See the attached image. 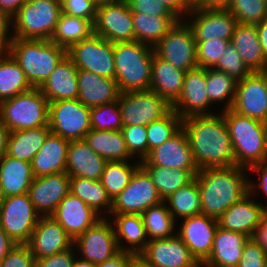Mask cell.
<instances>
[{"label": "cell", "instance_id": "12", "mask_svg": "<svg viewBox=\"0 0 267 267\" xmlns=\"http://www.w3.org/2000/svg\"><path fill=\"white\" fill-rule=\"evenodd\" d=\"M118 106L123 126H147L171 110V105L151 90L120 93Z\"/></svg>", "mask_w": 267, "mask_h": 267}, {"label": "cell", "instance_id": "33", "mask_svg": "<svg viewBox=\"0 0 267 267\" xmlns=\"http://www.w3.org/2000/svg\"><path fill=\"white\" fill-rule=\"evenodd\" d=\"M251 72H263L267 59L263 55L255 25L238 23L230 41Z\"/></svg>", "mask_w": 267, "mask_h": 267}, {"label": "cell", "instance_id": "39", "mask_svg": "<svg viewBox=\"0 0 267 267\" xmlns=\"http://www.w3.org/2000/svg\"><path fill=\"white\" fill-rule=\"evenodd\" d=\"M93 34L94 24L90 20L61 13L50 41L67 51Z\"/></svg>", "mask_w": 267, "mask_h": 267}, {"label": "cell", "instance_id": "54", "mask_svg": "<svg viewBox=\"0 0 267 267\" xmlns=\"http://www.w3.org/2000/svg\"><path fill=\"white\" fill-rule=\"evenodd\" d=\"M0 267H36V260L27 244H16L1 261Z\"/></svg>", "mask_w": 267, "mask_h": 267}, {"label": "cell", "instance_id": "29", "mask_svg": "<svg viewBox=\"0 0 267 267\" xmlns=\"http://www.w3.org/2000/svg\"><path fill=\"white\" fill-rule=\"evenodd\" d=\"M70 141L50 133L30 164L34 178L66 172Z\"/></svg>", "mask_w": 267, "mask_h": 267}, {"label": "cell", "instance_id": "4", "mask_svg": "<svg viewBox=\"0 0 267 267\" xmlns=\"http://www.w3.org/2000/svg\"><path fill=\"white\" fill-rule=\"evenodd\" d=\"M154 48L133 42H115V80L121 93L149 90Z\"/></svg>", "mask_w": 267, "mask_h": 267}, {"label": "cell", "instance_id": "68", "mask_svg": "<svg viewBox=\"0 0 267 267\" xmlns=\"http://www.w3.org/2000/svg\"><path fill=\"white\" fill-rule=\"evenodd\" d=\"M72 267H97V264H94L90 261L83 260L77 256L74 258Z\"/></svg>", "mask_w": 267, "mask_h": 267}, {"label": "cell", "instance_id": "35", "mask_svg": "<svg viewBox=\"0 0 267 267\" xmlns=\"http://www.w3.org/2000/svg\"><path fill=\"white\" fill-rule=\"evenodd\" d=\"M50 133L49 125L10 132L6 155L31 162Z\"/></svg>", "mask_w": 267, "mask_h": 267}, {"label": "cell", "instance_id": "17", "mask_svg": "<svg viewBox=\"0 0 267 267\" xmlns=\"http://www.w3.org/2000/svg\"><path fill=\"white\" fill-rule=\"evenodd\" d=\"M231 109L263 123L267 121V76L264 72H251L237 81Z\"/></svg>", "mask_w": 267, "mask_h": 267}, {"label": "cell", "instance_id": "32", "mask_svg": "<svg viewBox=\"0 0 267 267\" xmlns=\"http://www.w3.org/2000/svg\"><path fill=\"white\" fill-rule=\"evenodd\" d=\"M110 217H113V219L111 218L110 220H114L112 225L119 250L135 255L140 254L149 241L145 233L141 215L111 214ZM123 240H125V244H128L127 246H123Z\"/></svg>", "mask_w": 267, "mask_h": 267}, {"label": "cell", "instance_id": "1", "mask_svg": "<svg viewBox=\"0 0 267 267\" xmlns=\"http://www.w3.org/2000/svg\"><path fill=\"white\" fill-rule=\"evenodd\" d=\"M198 169L235 165V156L223 111L182 120Z\"/></svg>", "mask_w": 267, "mask_h": 267}, {"label": "cell", "instance_id": "41", "mask_svg": "<svg viewBox=\"0 0 267 267\" xmlns=\"http://www.w3.org/2000/svg\"><path fill=\"white\" fill-rule=\"evenodd\" d=\"M33 88L25 73L8 53H0V102Z\"/></svg>", "mask_w": 267, "mask_h": 267}, {"label": "cell", "instance_id": "21", "mask_svg": "<svg viewBox=\"0 0 267 267\" xmlns=\"http://www.w3.org/2000/svg\"><path fill=\"white\" fill-rule=\"evenodd\" d=\"M139 255L153 267H199V263L177 234L167 239L148 241Z\"/></svg>", "mask_w": 267, "mask_h": 267}, {"label": "cell", "instance_id": "74", "mask_svg": "<svg viewBox=\"0 0 267 267\" xmlns=\"http://www.w3.org/2000/svg\"><path fill=\"white\" fill-rule=\"evenodd\" d=\"M265 74H266V76H267V63H266V67H265V70L263 71Z\"/></svg>", "mask_w": 267, "mask_h": 267}, {"label": "cell", "instance_id": "19", "mask_svg": "<svg viewBox=\"0 0 267 267\" xmlns=\"http://www.w3.org/2000/svg\"><path fill=\"white\" fill-rule=\"evenodd\" d=\"M182 220L176 234L199 264L205 262L211 254L214 235L218 228L217 219L199 214Z\"/></svg>", "mask_w": 267, "mask_h": 267}, {"label": "cell", "instance_id": "10", "mask_svg": "<svg viewBox=\"0 0 267 267\" xmlns=\"http://www.w3.org/2000/svg\"><path fill=\"white\" fill-rule=\"evenodd\" d=\"M114 43L93 34L90 38L74 44L67 56L78 70H87L99 76L115 80Z\"/></svg>", "mask_w": 267, "mask_h": 267}, {"label": "cell", "instance_id": "70", "mask_svg": "<svg viewBox=\"0 0 267 267\" xmlns=\"http://www.w3.org/2000/svg\"><path fill=\"white\" fill-rule=\"evenodd\" d=\"M264 127H265L266 163H267V121L264 123Z\"/></svg>", "mask_w": 267, "mask_h": 267}, {"label": "cell", "instance_id": "8", "mask_svg": "<svg viewBox=\"0 0 267 267\" xmlns=\"http://www.w3.org/2000/svg\"><path fill=\"white\" fill-rule=\"evenodd\" d=\"M153 48L158 57L177 69L188 72L198 67L195 37L184 19L175 23Z\"/></svg>", "mask_w": 267, "mask_h": 267}, {"label": "cell", "instance_id": "63", "mask_svg": "<svg viewBox=\"0 0 267 267\" xmlns=\"http://www.w3.org/2000/svg\"><path fill=\"white\" fill-rule=\"evenodd\" d=\"M263 55L267 59V18L255 25Z\"/></svg>", "mask_w": 267, "mask_h": 267}, {"label": "cell", "instance_id": "51", "mask_svg": "<svg viewBox=\"0 0 267 267\" xmlns=\"http://www.w3.org/2000/svg\"><path fill=\"white\" fill-rule=\"evenodd\" d=\"M122 133L129 154L141 160L148 156V141L146 126H123Z\"/></svg>", "mask_w": 267, "mask_h": 267}, {"label": "cell", "instance_id": "69", "mask_svg": "<svg viewBox=\"0 0 267 267\" xmlns=\"http://www.w3.org/2000/svg\"><path fill=\"white\" fill-rule=\"evenodd\" d=\"M97 5H102V4H109V3H117L121 2L124 0H93Z\"/></svg>", "mask_w": 267, "mask_h": 267}, {"label": "cell", "instance_id": "20", "mask_svg": "<svg viewBox=\"0 0 267 267\" xmlns=\"http://www.w3.org/2000/svg\"><path fill=\"white\" fill-rule=\"evenodd\" d=\"M254 182L249 180V192L217 219L219 227L252 237L262 218V204L252 198L259 188Z\"/></svg>", "mask_w": 267, "mask_h": 267}, {"label": "cell", "instance_id": "37", "mask_svg": "<svg viewBox=\"0 0 267 267\" xmlns=\"http://www.w3.org/2000/svg\"><path fill=\"white\" fill-rule=\"evenodd\" d=\"M140 166L150 176L162 200L192 181L199 170L159 167L149 165L145 160L140 161Z\"/></svg>", "mask_w": 267, "mask_h": 267}, {"label": "cell", "instance_id": "23", "mask_svg": "<svg viewBox=\"0 0 267 267\" xmlns=\"http://www.w3.org/2000/svg\"><path fill=\"white\" fill-rule=\"evenodd\" d=\"M70 176L66 172L33 179L28 196L41 216H50L69 193Z\"/></svg>", "mask_w": 267, "mask_h": 267}, {"label": "cell", "instance_id": "25", "mask_svg": "<svg viewBox=\"0 0 267 267\" xmlns=\"http://www.w3.org/2000/svg\"><path fill=\"white\" fill-rule=\"evenodd\" d=\"M149 165L171 169H198L186 132L181 127L162 145L152 149L144 159Z\"/></svg>", "mask_w": 267, "mask_h": 267}, {"label": "cell", "instance_id": "57", "mask_svg": "<svg viewBox=\"0 0 267 267\" xmlns=\"http://www.w3.org/2000/svg\"><path fill=\"white\" fill-rule=\"evenodd\" d=\"M10 25H12L11 19L0 11V53L8 52L11 40L13 36L9 35Z\"/></svg>", "mask_w": 267, "mask_h": 267}, {"label": "cell", "instance_id": "31", "mask_svg": "<svg viewBox=\"0 0 267 267\" xmlns=\"http://www.w3.org/2000/svg\"><path fill=\"white\" fill-rule=\"evenodd\" d=\"M185 75V71L175 68L154 53L149 90L156 92L172 105L180 96Z\"/></svg>", "mask_w": 267, "mask_h": 267}, {"label": "cell", "instance_id": "46", "mask_svg": "<svg viewBox=\"0 0 267 267\" xmlns=\"http://www.w3.org/2000/svg\"><path fill=\"white\" fill-rule=\"evenodd\" d=\"M182 127V119L171 109L159 120L153 121L146 126L148 154L171 138Z\"/></svg>", "mask_w": 267, "mask_h": 267}, {"label": "cell", "instance_id": "59", "mask_svg": "<svg viewBox=\"0 0 267 267\" xmlns=\"http://www.w3.org/2000/svg\"><path fill=\"white\" fill-rule=\"evenodd\" d=\"M169 7L180 19H184L195 5L192 0H160ZM182 14V15H181Z\"/></svg>", "mask_w": 267, "mask_h": 267}, {"label": "cell", "instance_id": "67", "mask_svg": "<svg viewBox=\"0 0 267 267\" xmlns=\"http://www.w3.org/2000/svg\"><path fill=\"white\" fill-rule=\"evenodd\" d=\"M129 267H153L141 255H133Z\"/></svg>", "mask_w": 267, "mask_h": 267}, {"label": "cell", "instance_id": "52", "mask_svg": "<svg viewBox=\"0 0 267 267\" xmlns=\"http://www.w3.org/2000/svg\"><path fill=\"white\" fill-rule=\"evenodd\" d=\"M62 13L78 18L96 19L97 4L93 0H60Z\"/></svg>", "mask_w": 267, "mask_h": 267}, {"label": "cell", "instance_id": "13", "mask_svg": "<svg viewBox=\"0 0 267 267\" xmlns=\"http://www.w3.org/2000/svg\"><path fill=\"white\" fill-rule=\"evenodd\" d=\"M189 15L192 17L190 18ZM187 17L190 21L186 20ZM185 18L184 20L192 29L195 41L214 38L231 41L238 24L236 18L227 8L201 7L196 4Z\"/></svg>", "mask_w": 267, "mask_h": 267}, {"label": "cell", "instance_id": "50", "mask_svg": "<svg viewBox=\"0 0 267 267\" xmlns=\"http://www.w3.org/2000/svg\"><path fill=\"white\" fill-rule=\"evenodd\" d=\"M229 43V40L218 38L196 41L198 67L204 69L213 68Z\"/></svg>", "mask_w": 267, "mask_h": 267}, {"label": "cell", "instance_id": "42", "mask_svg": "<svg viewBox=\"0 0 267 267\" xmlns=\"http://www.w3.org/2000/svg\"><path fill=\"white\" fill-rule=\"evenodd\" d=\"M176 220L199 215L202 212L200 192L197 179L194 178L186 185L178 188L174 193L163 200Z\"/></svg>", "mask_w": 267, "mask_h": 267}, {"label": "cell", "instance_id": "58", "mask_svg": "<svg viewBox=\"0 0 267 267\" xmlns=\"http://www.w3.org/2000/svg\"><path fill=\"white\" fill-rule=\"evenodd\" d=\"M133 253L119 250L115 255L108 258L102 263L97 264V267H129Z\"/></svg>", "mask_w": 267, "mask_h": 267}, {"label": "cell", "instance_id": "24", "mask_svg": "<svg viewBox=\"0 0 267 267\" xmlns=\"http://www.w3.org/2000/svg\"><path fill=\"white\" fill-rule=\"evenodd\" d=\"M27 245L36 260L70 249L73 240L52 216H40Z\"/></svg>", "mask_w": 267, "mask_h": 267}, {"label": "cell", "instance_id": "64", "mask_svg": "<svg viewBox=\"0 0 267 267\" xmlns=\"http://www.w3.org/2000/svg\"><path fill=\"white\" fill-rule=\"evenodd\" d=\"M248 170L252 172L260 173V180L258 186L263 191L265 196L267 197V163L259 164V165H253Z\"/></svg>", "mask_w": 267, "mask_h": 267}, {"label": "cell", "instance_id": "38", "mask_svg": "<svg viewBox=\"0 0 267 267\" xmlns=\"http://www.w3.org/2000/svg\"><path fill=\"white\" fill-rule=\"evenodd\" d=\"M135 41L154 47L177 23L178 16H155L132 12Z\"/></svg>", "mask_w": 267, "mask_h": 267}, {"label": "cell", "instance_id": "22", "mask_svg": "<svg viewBox=\"0 0 267 267\" xmlns=\"http://www.w3.org/2000/svg\"><path fill=\"white\" fill-rule=\"evenodd\" d=\"M50 216L63 227L73 241L102 218L70 192L60 201Z\"/></svg>", "mask_w": 267, "mask_h": 267}, {"label": "cell", "instance_id": "30", "mask_svg": "<svg viewBox=\"0 0 267 267\" xmlns=\"http://www.w3.org/2000/svg\"><path fill=\"white\" fill-rule=\"evenodd\" d=\"M249 237L218 226L209 258L204 262L217 267H237Z\"/></svg>", "mask_w": 267, "mask_h": 267}, {"label": "cell", "instance_id": "26", "mask_svg": "<svg viewBox=\"0 0 267 267\" xmlns=\"http://www.w3.org/2000/svg\"><path fill=\"white\" fill-rule=\"evenodd\" d=\"M77 99L89 108L117 101L120 90L114 79L99 76L87 70H78Z\"/></svg>", "mask_w": 267, "mask_h": 267}, {"label": "cell", "instance_id": "43", "mask_svg": "<svg viewBox=\"0 0 267 267\" xmlns=\"http://www.w3.org/2000/svg\"><path fill=\"white\" fill-rule=\"evenodd\" d=\"M145 233L149 241L167 239L176 235V221L164 201L151 206L141 214Z\"/></svg>", "mask_w": 267, "mask_h": 267}, {"label": "cell", "instance_id": "45", "mask_svg": "<svg viewBox=\"0 0 267 267\" xmlns=\"http://www.w3.org/2000/svg\"><path fill=\"white\" fill-rule=\"evenodd\" d=\"M237 81L223 71L214 68L206 69V88L209 101L225 102L223 111L232 107L235 99Z\"/></svg>", "mask_w": 267, "mask_h": 267}, {"label": "cell", "instance_id": "9", "mask_svg": "<svg viewBox=\"0 0 267 267\" xmlns=\"http://www.w3.org/2000/svg\"><path fill=\"white\" fill-rule=\"evenodd\" d=\"M40 216L28 193L7 196L0 207V227L17 244H27Z\"/></svg>", "mask_w": 267, "mask_h": 267}, {"label": "cell", "instance_id": "65", "mask_svg": "<svg viewBox=\"0 0 267 267\" xmlns=\"http://www.w3.org/2000/svg\"><path fill=\"white\" fill-rule=\"evenodd\" d=\"M9 134L10 131L0 119V159L6 155Z\"/></svg>", "mask_w": 267, "mask_h": 267}, {"label": "cell", "instance_id": "5", "mask_svg": "<svg viewBox=\"0 0 267 267\" xmlns=\"http://www.w3.org/2000/svg\"><path fill=\"white\" fill-rule=\"evenodd\" d=\"M235 156V165L249 169L266 163L264 123L234 112L223 111Z\"/></svg>", "mask_w": 267, "mask_h": 267}, {"label": "cell", "instance_id": "3", "mask_svg": "<svg viewBox=\"0 0 267 267\" xmlns=\"http://www.w3.org/2000/svg\"><path fill=\"white\" fill-rule=\"evenodd\" d=\"M8 53L25 73L33 88H39L67 55L50 40L12 38Z\"/></svg>", "mask_w": 267, "mask_h": 267}, {"label": "cell", "instance_id": "73", "mask_svg": "<svg viewBox=\"0 0 267 267\" xmlns=\"http://www.w3.org/2000/svg\"><path fill=\"white\" fill-rule=\"evenodd\" d=\"M199 267H217V266H214V265H209V264H206V263H200L199 264Z\"/></svg>", "mask_w": 267, "mask_h": 267}, {"label": "cell", "instance_id": "34", "mask_svg": "<svg viewBox=\"0 0 267 267\" xmlns=\"http://www.w3.org/2000/svg\"><path fill=\"white\" fill-rule=\"evenodd\" d=\"M33 179L30 162L8 155L0 159V184L5 197L28 193Z\"/></svg>", "mask_w": 267, "mask_h": 267}, {"label": "cell", "instance_id": "55", "mask_svg": "<svg viewBox=\"0 0 267 267\" xmlns=\"http://www.w3.org/2000/svg\"><path fill=\"white\" fill-rule=\"evenodd\" d=\"M131 12L155 16H177L160 0H125Z\"/></svg>", "mask_w": 267, "mask_h": 267}, {"label": "cell", "instance_id": "53", "mask_svg": "<svg viewBox=\"0 0 267 267\" xmlns=\"http://www.w3.org/2000/svg\"><path fill=\"white\" fill-rule=\"evenodd\" d=\"M237 267H267L265 249L252 238L245 243Z\"/></svg>", "mask_w": 267, "mask_h": 267}, {"label": "cell", "instance_id": "61", "mask_svg": "<svg viewBox=\"0 0 267 267\" xmlns=\"http://www.w3.org/2000/svg\"><path fill=\"white\" fill-rule=\"evenodd\" d=\"M251 238L259 243L264 249L267 248V219L261 218V221L255 228Z\"/></svg>", "mask_w": 267, "mask_h": 267}, {"label": "cell", "instance_id": "66", "mask_svg": "<svg viewBox=\"0 0 267 267\" xmlns=\"http://www.w3.org/2000/svg\"><path fill=\"white\" fill-rule=\"evenodd\" d=\"M232 0H198L195 4L201 7L226 8Z\"/></svg>", "mask_w": 267, "mask_h": 267}, {"label": "cell", "instance_id": "44", "mask_svg": "<svg viewBox=\"0 0 267 267\" xmlns=\"http://www.w3.org/2000/svg\"><path fill=\"white\" fill-rule=\"evenodd\" d=\"M129 161H108L105 165L100 183L104 186L111 201L129 184L140 162L130 164Z\"/></svg>", "mask_w": 267, "mask_h": 267}, {"label": "cell", "instance_id": "36", "mask_svg": "<svg viewBox=\"0 0 267 267\" xmlns=\"http://www.w3.org/2000/svg\"><path fill=\"white\" fill-rule=\"evenodd\" d=\"M88 146L107 161H128L133 158L126 147L121 130L91 129L84 137Z\"/></svg>", "mask_w": 267, "mask_h": 267}, {"label": "cell", "instance_id": "7", "mask_svg": "<svg viewBox=\"0 0 267 267\" xmlns=\"http://www.w3.org/2000/svg\"><path fill=\"white\" fill-rule=\"evenodd\" d=\"M61 13L60 0H27L11 19L12 36L50 40Z\"/></svg>", "mask_w": 267, "mask_h": 267}, {"label": "cell", "instance_id": "11", "mask_svg": "<svg viewBox=\"0 0 267 267\" xmlns=\"http://www.w3.org/2000/svg\"><path fill=\"white\" fill-rule=\"evenodd\" d=\"M90 109L78 99L49 103V127L51 133L68 141L84 140L92 129Z\"/></svg>", "mask_w": 267, "mask_h": 267}, {"label": "cell", "instance_id": "62", "mask_svg": "<svg viewBox=\"0 0 267 267\" xmlns=\"http://www.w3.org/2000/svg\"><path fill=\"white\" fill-rule=\"evenodd\" d=\"M16 244L0 227V263Z\"/></svg>", "mask_w": 267, "mask_h": 267}, {"label": "cell", "instance_id": "14", "mask_svg": "<svg viewBox=\"0 0 267 267\" xmlns=\"http://www.w3.org/2000/svg\"><path fill=\"white\" fill-rule=\"evenodd\" d=\"M162 201L150 176L140 166L129 184L112 200L110 214H141Z\"/></svg>", "mask_w": 267, "mask_h": 267}, {"label": "cell", "instance_id": "48", "mask_svg": "<svg viewBox=\"0 0 267 267\" xmlns=\"http://www.w3.org/2000/svg\"><path fill=\"white\" fill-rule=\"evenodd\" d=\"M91 128L97 131L122 130L123 122L118 100L90 109Z\"/></svg>", "mask_w": 267, "mask_h": 267}, {"label": "cell", "instance_id": "16", "mask_svg": "<svg viewBox=\"0 0 267 267\" xmlns=\"http://www.w3.org/2000/svg\"><path fill=\"white\" fill-rule=\"evenodd\" d=\"M109 218L102 217L73 241L75 251H80L79 258L99 264L115 255L119 248L115 232Z\"/></svg>", "mask_w": 267, "mask_h": 267}, {"label": "cell", "instance_id": "6", "mask_svg": "<svg viewBox=\"0 0 267 267\" xmlns=\"http://www.w3.org/2000/svg\"><path fill=\"white\" fill-rule=\"evenodd\" d=\"M0 119L10 132L49 125V102L39 88L0 102Z\"/></svg>", "mask_w": 267, "mask_h": 267}, {"label": "cell", "instance_id": "47", "mask_svg": "<svg viewBox=\"0 0 267 267\" xmlns=\"http://www.w3.org/2000/svg\"><path fill=\"white\" fill-rule=\"evenodd\" d=\"M226 8L241 24L256 25L267 18V0H232Z\"/></svg>", "mask_w": 267, "mask_h": 267}, {"label": "cell", "instance_id": "40", "mask_svg": "<svg viewBox=\"0 0 267 267\" xmlns=\"http://www.w3.org/2000/svg\"><path fill=\"white\" fill-rule=\"evenodd\" d=\"M69 192L80 198L100 216H106L104 212L110 215L112 201L99 180L70 177Z\"/></svg>", "mask_w": 267, "mask_h": 267}, {"label": "cell", "instance_id": "49", "mask_svg": "<svg viewBox=\"0 0 267 267\" xmlns=\"http://www.w3.org/2000/svg\"><path fill=\"white\" fill-rule=\"evenodd\" d=\"M213 68L225 72L236 81L243 80L251 73L237 52L235 46L231 43L228 44L225 52Z\"/></svg>", "mask_w": 267, "mask_h": 267}, {"label": "cell", "instance_id": "2", "mask_svg": "<svg viewBox=\"0 0 267 267\" xmlns=\"http://www.w3.org/2000/svg\"><path fill=\"white\" fill-rule=\"evenodd\" d=\"M247 170L237 165L199 169L195 178L200 192L201 214L218 219L246 195L249 192Z\"/></svg>", "mask_w": 267, "mask_h": 267}, {"label": "cell", "instance_id": "15", "mask_svg": "<svg viewBox=\"0 0 267 267\" xmlns=\"http://www.w3.org/2000/svg\"><path fill=\"white\" fill-rule=\"evenodd\" d=\"M94 34L112 43L135 41L132 12L125 0L97 6Z\"/></svg>", "mask_w": 267, "mask_h": 267}, {"label": "cell", "instance_id": "56", "mask_svg": "<svg viewBox=\"0 0 267 267\" xmlns=\"http://www.w3.org/2000/svg\"><path fill=\"white\" fill-rule=\"evenodd\" d=\"M75 247L52 256L36 259V267H72L76 254Z\"/></svg>", "mask_w": 267, "mask_h": 267}, {"label": "cell", "instance_id": "28", "mask_svg": "<svg viewBox=\"0 0 267 267\" xmlns=\"http://www.w3.org/2000/svg\"><path fill=\"white\" fill-rule=\"evenodd\" d=\"M78 69L66 55L39 87L47 101L74 100L78 95Z\"/></svg>", "mask_w": 267, "mask_h": 267}, {"label": "cell", "instance_id": "71", "mask_svg": "<svg viewBox=\"0 0 267 267\" xmlns=\"http://www.w3.org/2000/svg\"><path fill=\"white\" fill-rule=\"evenodd\" d=\"M4 200H5V195L3 193V189H2V186L0 184V207H1Z\"/></svg>", "mask_w": 267, "mask_h": 267}, {"label": "cell", "instance_id": "18", "mask_svg": "<svg viewBox=\"0 0 267 267\" xmlns=\"http://www.w3.org/2000/svg\"><path fill=\"white\" fill-rule=\"evenodd\" d=\"M209 105L212 106L206 88V69L196 67L189 70L180 96L171 105V109L183 120L191 116L214 114L208 111Z\"/></svg>", "mask_w": 267, "mask_h": 267}, {"label": "cell", "instance_id": "60", "mask_svg": "<svg viewBox=\"0 0 267 267\" xmlns=\"http://www.w3.org/2000/svg\"><path fill=\"white\" fill-rule=\"evenodd\" d=\"M27 0H0V11L12 19Z\"/></svg>", "mask_w": 267, "mask_h": 267}, {"label": "cell", "instance_id": "27", "mask_svg": "<svg viewBox=\"0 0 267 267\" xmlns=\"http://www.w3.org/2000/svg\"><path fill=\"white\" fill-rule=\"evenodd\" d=\"M107 162L85 140L70 141L66 160V173L70 177L100 180Z\"/></svg>", "mask_w": 267, "mask_h": 267}, {"label": "cell", "instance_id": "72", "mask_svg": "<svg viewBox=\"0 0 267 267\" xmlns=\"http://www.w3.org/2000/svg\"><path fill=\"white\" fill-rule=\"evenodd\" d=\"M262 218L267 219V207L262 204Z\"/></svg>", "mask_w": 267, "mask_h": 267}]
</instances>
